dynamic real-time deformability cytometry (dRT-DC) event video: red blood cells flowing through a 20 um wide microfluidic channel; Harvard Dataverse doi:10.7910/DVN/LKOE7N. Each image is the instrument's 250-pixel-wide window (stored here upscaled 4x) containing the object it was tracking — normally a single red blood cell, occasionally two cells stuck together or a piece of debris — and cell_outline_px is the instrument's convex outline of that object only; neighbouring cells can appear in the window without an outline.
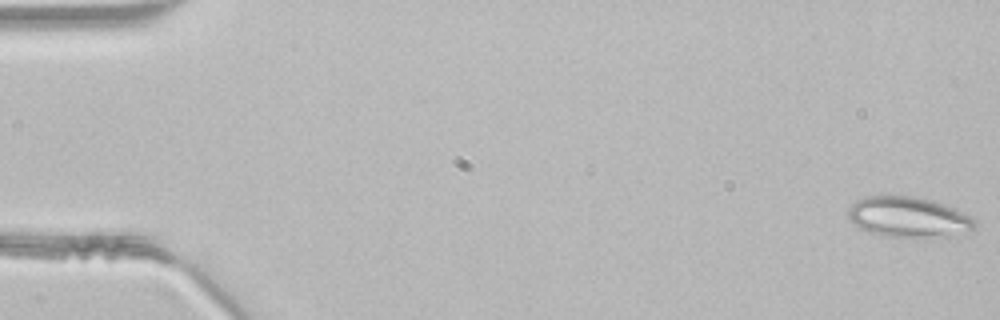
{"species": "common noctule bat (a hibernating species)", "species_latin": "Nyctalus noctula", "temperature_condition": "room temperature", "stored_images_in_passage": 47, "camera_frame_rate_fps": 3000, "um_per_image_px": 0.085, "animal": {"sex": "male", "body_mass_g": 21.5, "forearm_length_mm": 52.0}, "frame": {"image": 1, "passage_image": 1, "time_ms": 0.0, "image_size_px": [1000, 320], "cell_outline_px": [[976, 224], [968, 236], [884, 236], [868, 232], [860, 228], [848, 216], [848, 208], [856, 200], [864, 196], [912, 196], [932, 200], [952, 208], [976, 220]], "centroid_in_image_um": [77.24, 18.46], "position_along_channel_um": 7.8, "area_um2": 29.71}}
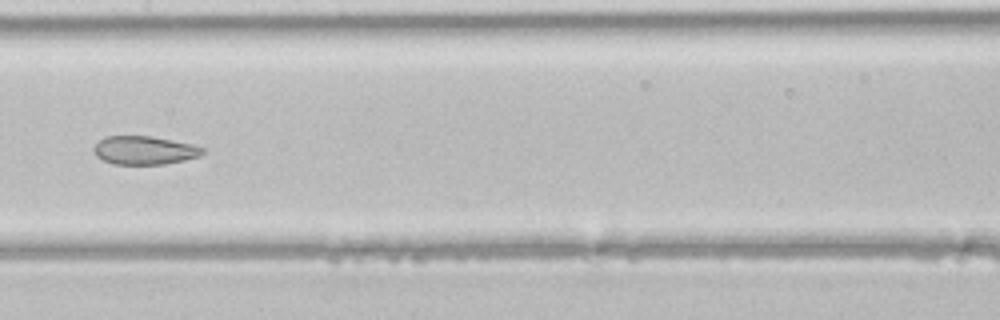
{"frame": {"image": 2, "passage_image": 24, "time_ms": 7.667, "image_size_px": [1000, 320], "cell_outline_px": [[204, 152], [200, 156], [184, 160], [164, 164], [112, 164], [96, 156], [92, 148], [104, 136], [152, 136], [192, 144], [204, 148]], "centroid_in_image_um": [12.26, 12.77], "position_along_channel_um": 195.1, "area_um2": 18.03}}
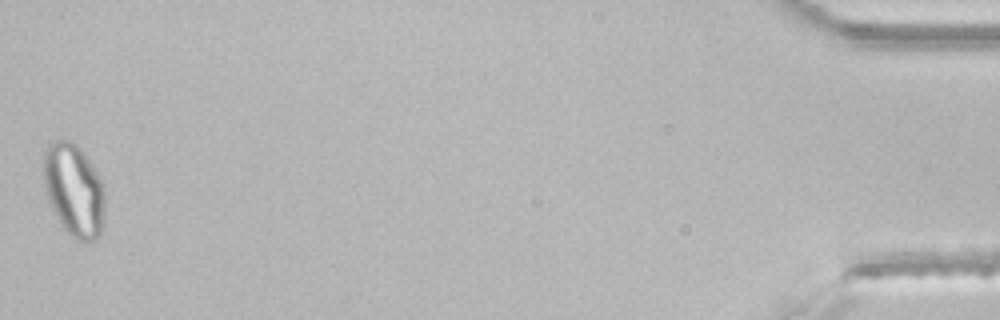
{"frame": {"image": 3, "passage_image": 47, "time_ms": 15.333, "image_size_px": [1000, 320], "cell_outline_px": [[104, 228], [100, 236], [96, 240], [88, 244], [76, 240], [60, 224], [48, 200], [44, 184], [44, 152], [48, 144], [52, 140], [72, 140], [84, 152], [100, 176], [104, 184]], "centroid_in_image_um": [6.32, 16.18], "position_along_channel_um": 428.9, "area_um2": 33.87}}